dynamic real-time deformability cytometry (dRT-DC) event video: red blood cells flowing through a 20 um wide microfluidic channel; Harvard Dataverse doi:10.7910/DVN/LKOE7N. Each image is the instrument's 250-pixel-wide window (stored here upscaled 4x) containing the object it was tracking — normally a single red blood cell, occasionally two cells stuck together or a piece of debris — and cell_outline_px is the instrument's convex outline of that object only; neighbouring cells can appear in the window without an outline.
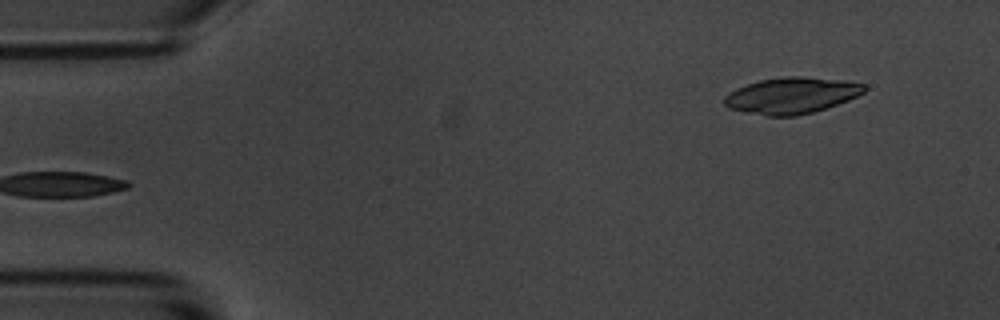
{"species": "common noctule bat (a hibernating species)", "species_latin": "Nyctalus noctula", "temperature_condition": "room temperature", "stored_images_in_passage": 5, "segment_of_instrument_passage": [2, 2], "camera_frame_rate_fps": 3000, "um_per_image_px": 0.085, "animal": {"sex": "male", "body_mass_g": 20.1, "forearm_length_mm": 53.5}, "frame": {"image": 1, "passage_image": 5, "time_ms": 5.667, "image_size_px": [1000, 320], "cell_outline_px": [[868, 88], [864, 92], [848, 100], [812, 112], [796, 116], [764, 116], [744, 112], [728, 108], [724, 104], [724, 96], [728, 92], [736, 88], [760, 80], [784, 76], [800, 76], [844, 80], [864, 84]], "centroid_in_image_um": [67.25, 8.11], "position_along_channel_um": 17.7, "area_um2": 29.59}}